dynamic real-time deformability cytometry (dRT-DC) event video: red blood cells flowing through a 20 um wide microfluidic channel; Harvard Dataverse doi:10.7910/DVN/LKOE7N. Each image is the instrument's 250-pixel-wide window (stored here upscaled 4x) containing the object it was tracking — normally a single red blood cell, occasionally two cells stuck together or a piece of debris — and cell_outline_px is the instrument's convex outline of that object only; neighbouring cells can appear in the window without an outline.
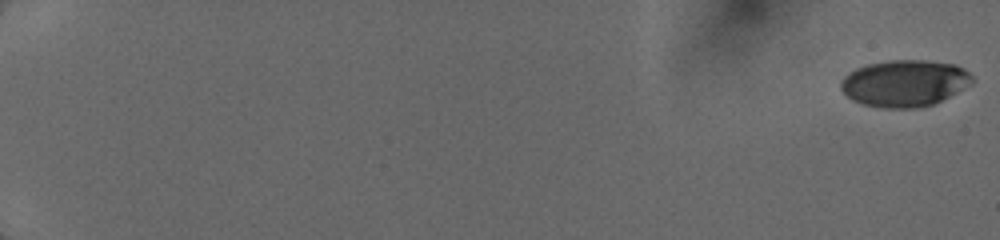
{"species": "human", "species_latin": "Homo sapiens", "temperature_condition": "cold", "stored_images_in_passage": 26, "camera_frame_rate_fps": 3000, "um_per_image_px": 0.085, "donor": {"sex": "female"}, "frame": {"image": 1, "passage_image": 1, "time_ms": 0.0, "image_size_px": [1000, 240], "cell_outline_px": [[976, 80], [972, 84], [932, 104], [916, 108], [884, 108], [864, 104], [852, 100], [840, 88], [840, 80], [848, 72], [856, 68], [868, 64], [888, 60], [924, 60], [956, 64], [964, 68]], "centroid_in_image_um": [76.89, 7.06], "position_along_channel_um": 8.1, "area_um2": 35.78}}
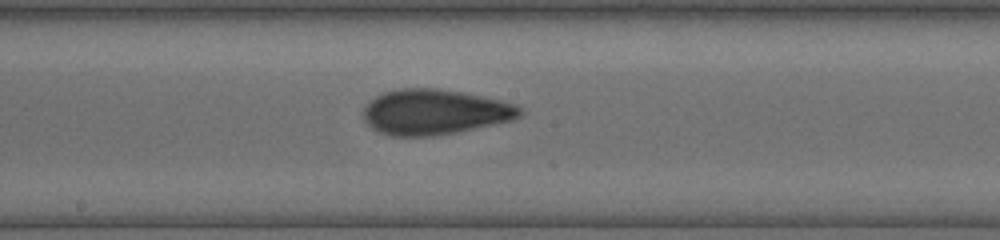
{"frame": {"image": 2, "passage_image": 17, "time_ms": 10.333, "image_size_px": [1000, 240], "cell_outline_px": [[524, 112], [520, 116], [512, 120], [456, 132], [432, 136], [392, 136], [380, 132], [372, 128], [364, 120], [364, 108], [368, 100], [384, 92], [400, 88], [440, 88], [500, 100], [516, 104], [524, 108]], "centroid_in_image_um": [36.94, 9.51], "position_along_channel_um": 211.3, "area_um2": 41.33}}
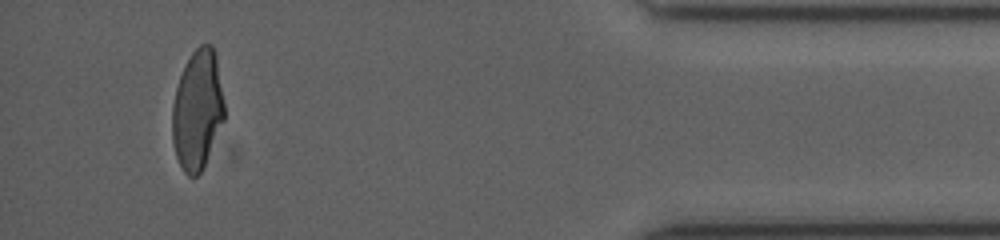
{"frame": {"image": 3, "passage_image": 26, "time_ms": 16.333, "image_size_px": [1000, 240], "cell_outline_px": [[224, 120], [204, 164], [200, 172], [196, 176], [188, 176], [184, 172], [176, 156], [172, 140], [172, 104], [176, 88], [180, 76], [192, 52], [200, 44], [212, 44], [216, 52], [224, 100]], "centroid_in_image_um": [16.78, 9.31], "position_along_channel_um": 418.4, "area_um2": 36.3}}